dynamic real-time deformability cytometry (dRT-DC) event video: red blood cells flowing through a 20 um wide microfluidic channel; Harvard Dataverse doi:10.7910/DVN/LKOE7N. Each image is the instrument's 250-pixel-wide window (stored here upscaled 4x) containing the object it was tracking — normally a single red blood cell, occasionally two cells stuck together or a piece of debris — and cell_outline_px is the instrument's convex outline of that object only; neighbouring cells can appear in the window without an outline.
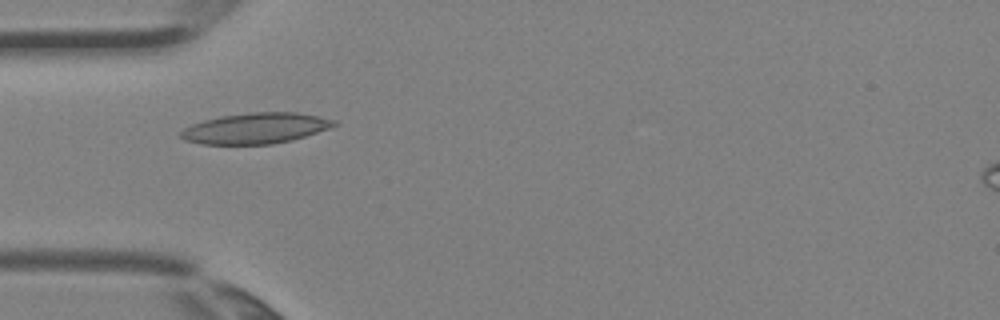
{"species": "Egyptian fruit bat (a non-hibernating species)", "species_latin": "Rousettus aegyptiacus", "temperature_condition": "room temperature", "stored_images_in_passage": 5, "camera_frame_rate_fps": 3000, "um_per_image_px": 0.085, "animal": {"sex": "female"}, "frame": {"image": 1, "passage_image": 4, "time_ms": 1.0, "image_size_px": [1000, 320], "cell_outline_px": [[336, 124], [328, 128], [292, 140], [272, 144], [200, 144], [184, 140], [180, 136], [180, 132], [184, 128], [192, 124], [204, 120], [220, 116], [252, 112], [296, 112], [336, 120]], "centroid_in_image_um": [21.68, 10.9], "position_along_channel_um": 63.3, "area_um2": 27.22}}
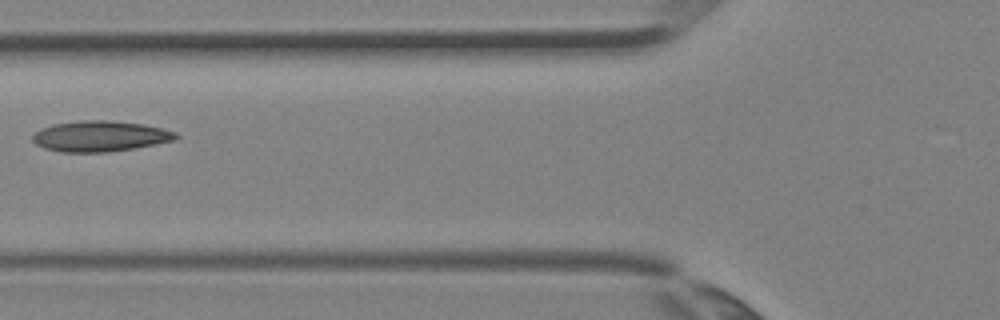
{"frame": {"image": 2, "passage_image": 5, "time_ms": 1.333, "image_size_px": [1000, 320], "cell_outline_px": [[180, 136], [176, 140], [136, 148], [108, 152], [60, 152], [44, 148], [36, 144], [32, 140], [32, 136], [40, 128], [52, 124], [80, 120], [108, 120], [144, 124], [176, 132]], "centroid_in_image_um": [8.51, 11.58], "position_along_channel_um": 117.3, "area_um2": 25.84}}